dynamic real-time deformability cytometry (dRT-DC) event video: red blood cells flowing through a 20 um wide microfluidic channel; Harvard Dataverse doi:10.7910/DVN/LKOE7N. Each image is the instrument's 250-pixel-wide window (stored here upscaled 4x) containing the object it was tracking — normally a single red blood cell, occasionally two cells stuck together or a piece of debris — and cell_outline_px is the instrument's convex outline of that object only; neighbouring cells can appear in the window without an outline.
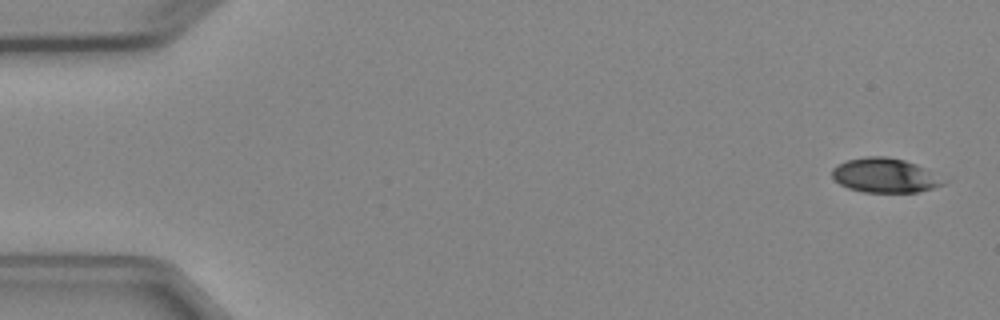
{"species": "Egyptian fruit bat (a non-hibernating species)", "species_latin": "Rousettus aegyptiacus", "temperature_condition": "cold", "stored_images_in_passage": 5, "camera_frame_rate_fps": 3000, "um_per_image_px": 0.085, "animal": {"sex": "female"}, "frame": {"image": 1, "passage_image": 1, "time_ms": 0.0, "image_size_px": [1000, 320], "cell_outline_px": [[948, 180], [944, 184], [932, 188], [916, 192], [864, 192], [848, 188], [840, 184], [832, 176], [832, 168], [848, 160], [868, 156], [888, 156], [904, 160], [916, 164]], "centroid_in_image_um": [75.24, 14.91], "position_along_channel_um": 9.8, "area_um2": 22.2}}
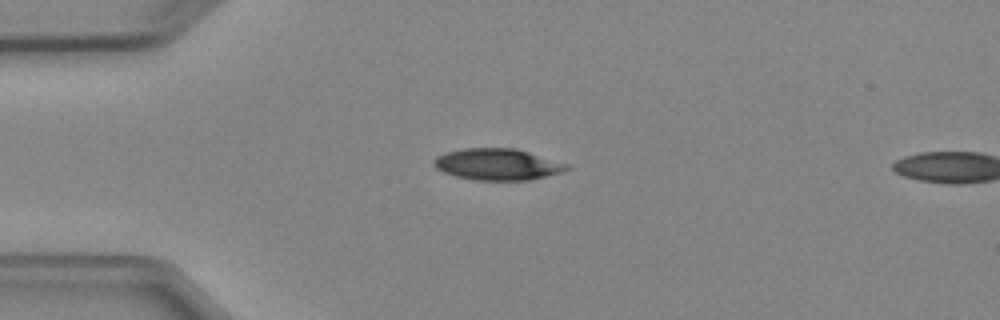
{"frame": {"image": 2, "passage_image": 4, "time_ms": 3.667, "image_size_px": [1000, 320], "cell_outline_px": [[572, 168], [560, 172], [532, 180], [476, 180], [456, 176], [444, 172], [436, 168], [432, 164], [432, 160], [436, 156], [448, 152], [464, 148], [516, 148], [568, 164]], "centroid_in_image_um": [42.28, 13.97], "position_along_channel_um": 42.7, "area_um2": 24.33}}